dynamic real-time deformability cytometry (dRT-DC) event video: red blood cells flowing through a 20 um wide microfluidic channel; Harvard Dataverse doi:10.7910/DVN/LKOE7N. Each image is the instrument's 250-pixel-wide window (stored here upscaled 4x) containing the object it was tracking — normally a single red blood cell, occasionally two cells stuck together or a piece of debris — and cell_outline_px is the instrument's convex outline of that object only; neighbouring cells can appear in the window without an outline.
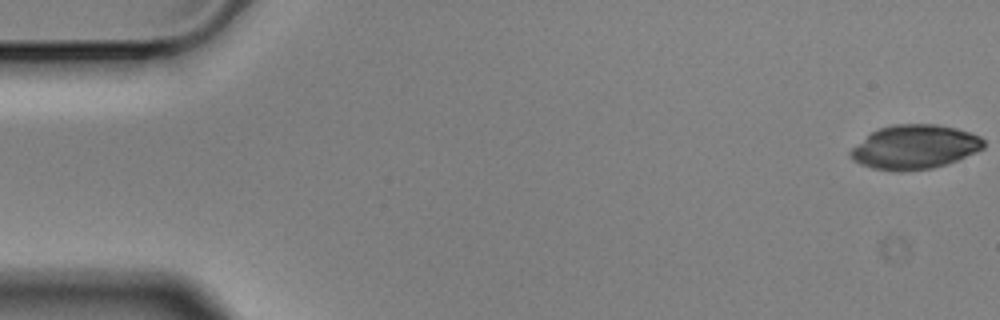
{"species": "Egyptian fruit bat (a non-hibernating species)", "species_latin": "Rousettus aegyptiacus", "temperature_condition": "cold", "stored_images_in_passage": 6, "camera_frame_rate_fps": 3000, "um_per_image_px": 0.085, "animal": {"sex": "male"}, "frame": {"image": 1, "passage_image": 1, "time_ms": 0.0, "image_size_px": [1000, 320], "cell_outline_px": [[984, 148], [976, 152], [956, 160], [932, 168], [900, 172], [896, 172], [872, 168], [860, 164], [852, 160], [848, 152], [852, 148], [872, 132], [880, 128], [892, 124], [936, 124], [956, 128], [980, 136], [984, 140]], "centroid_in_image_um": [77.73, 12.5], "position_along_channel_um": 7.3, "area_um2": 34.16}}